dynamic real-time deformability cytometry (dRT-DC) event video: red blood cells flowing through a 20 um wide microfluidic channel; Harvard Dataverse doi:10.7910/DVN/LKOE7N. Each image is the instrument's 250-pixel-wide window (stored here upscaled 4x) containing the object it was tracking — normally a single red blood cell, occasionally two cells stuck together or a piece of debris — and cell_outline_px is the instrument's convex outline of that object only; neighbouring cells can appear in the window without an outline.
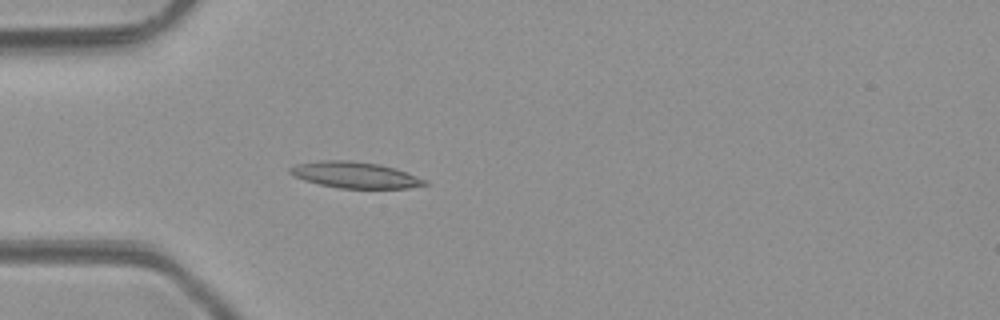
{"species": "common noctule bat (a hibernating species)", "species_latin": "Nyctalus noctula", "temperature_condition": "room temperature", "stored_images_in_passage": 4, "camera_frame_rate_fps": 3000, "um_per_image_px": 0.085, "animal": {"sex": "male", "body_mass_g": 23.1, "forearm_length_mm": 52.7}, "frame": {"image": 1, "passage_image": 4, "time_ms": 3.667, "image_size_px": [1000, 320], "cell_outline_px": [[428, 184], [408, 188], [340, 188], [320, 184], [304, 180], [288, 172], [288, 168], [296, 164], [320, 160], [352, 160], [380, 164], [428, 180]], "centroid_in_image_um": [30.15, 14.86], "position_along_channel_um": 54.8, "area_um2": 20.4}}